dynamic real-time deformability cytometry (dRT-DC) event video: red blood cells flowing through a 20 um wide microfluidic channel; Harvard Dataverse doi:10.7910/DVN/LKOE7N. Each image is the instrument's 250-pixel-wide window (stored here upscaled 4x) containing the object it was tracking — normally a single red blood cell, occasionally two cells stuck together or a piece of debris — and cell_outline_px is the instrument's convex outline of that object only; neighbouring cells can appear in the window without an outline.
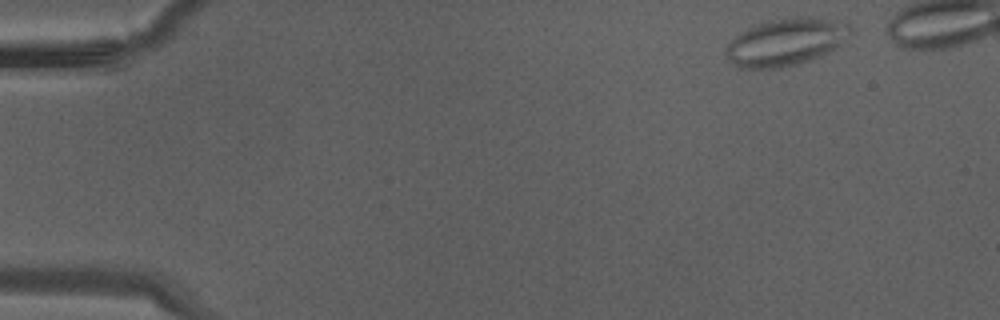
{"species": "Egyptian fruit bat (a non-hibernating species)", "species_latin": "Rousettus aegyptiacus", "temperature_condition": "warm", "stored_images_in_passage": 30, "camera_frame_rate_fps": 3000, "um_per_image_px": 0.085, "animal": {"sex": "male"}, "frame": {"image": 1, "passage_image": 1, "time_ms": 0.0, "image_size_px": [1000, 320], "cell_outline_px": [[856, 32], [836, 48], [812, 60], [800, 64], [780, 68], [736, 68], [732, 64], [724, 52], [724, 48], [736, 36], [768, 20], [792, 16], [812, 16], [848, 20]], "centroid_in_image_um": [66.93, 3.55], "position_along_channel_um": 18.1, "area_um2": 35.2}}
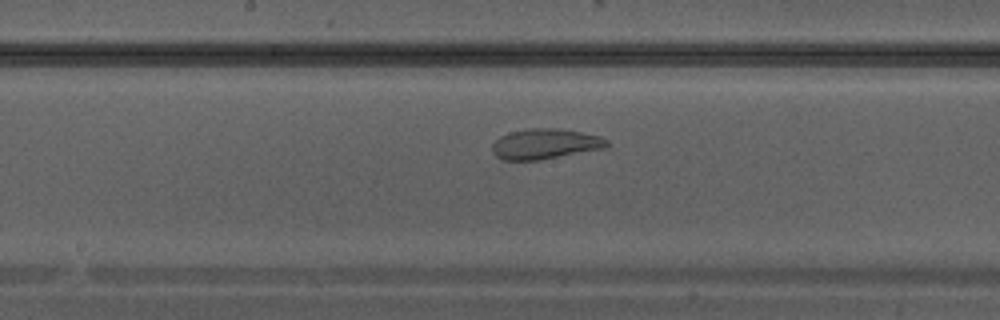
{"frame": {"image": 2, "passage_image": 17, "time_ms": 5.333, "image_size_px": [1000, 320], "cell_outline_px": [[608, 148], [540, 160], [504, 160], [496, 156], [492, 152], [492, 144], [500, 136], [508, 132], [528, 128], [556, 128], [580, 132], [600, 136], [608, 140]], "centroid_in_image_um": [46.34, 12.23], "position_along_channel_um": 201.9, "area_um2": 20.46}}
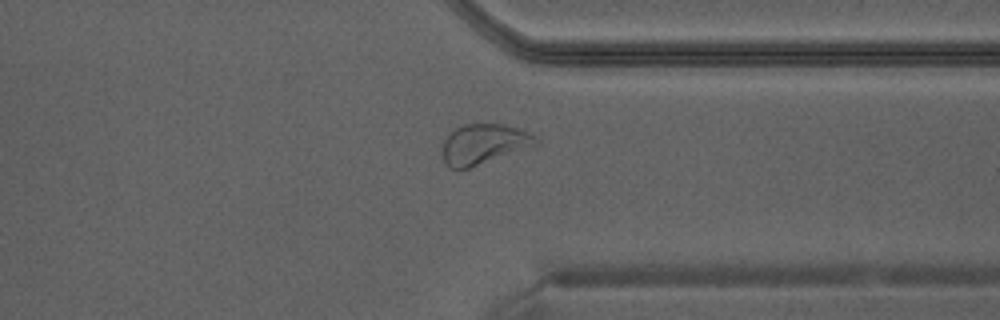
{"frame": {"image": 3, "passage_image": 26, "time_ms": 8.333, "image_size_px": [1000, 320], "cell_outline_px": [[540, 144], [468, 168], [448, 168], [444, 160], [444, 140], [456, 128], [464, 124], [504, 124], [520, 128], [536, 136], [540, 140]], "centroid_in_image_um": [41.18, 12.23], "position_along_channel_um": 370.2, "area_um2": 21.62}}